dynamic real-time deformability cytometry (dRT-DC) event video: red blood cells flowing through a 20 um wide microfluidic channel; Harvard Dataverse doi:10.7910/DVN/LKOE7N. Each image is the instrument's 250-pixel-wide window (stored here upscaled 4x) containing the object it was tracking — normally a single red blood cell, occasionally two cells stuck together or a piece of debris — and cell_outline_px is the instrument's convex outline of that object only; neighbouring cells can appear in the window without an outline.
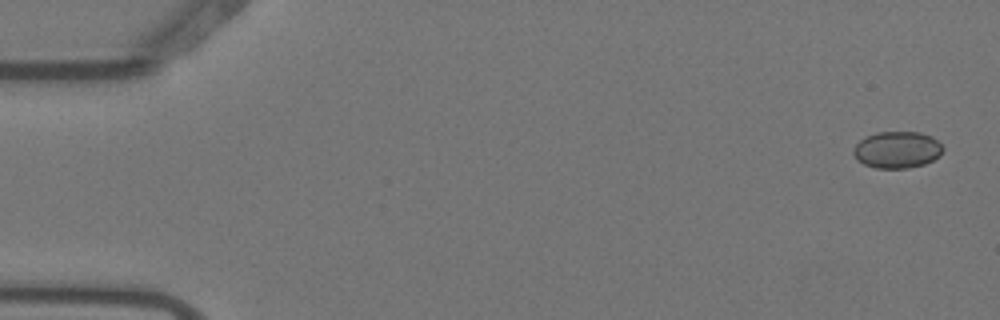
{"species": "Egyptian fruit bat (a non-hibernating species)", "species_latin": "Rousettus aegyptiacus", "temperature_condition": "warm", "stored_images_in_passage": 3, "camera_frame_rate_fps": 3000, "um_per_image_px": 0.085, "animal": {"sex": "female"}, "frame": {"image": 1, "passage_image": 1, "time_ms": 0.0, "image_size_px": [1000, 320], "cell_outline_px": [[944, 148], [940, 156], [924, 164], [908, 168], [876, 168], [864, 164], [856, 160], [852, 152], [852, 148], [860, 140], [876, 132], [920, 132], [932, 136]], "centroid_in_image_um": [76.24, 12.73], "position_along_channel_um": 8.8, "area_um2": 19.25}}